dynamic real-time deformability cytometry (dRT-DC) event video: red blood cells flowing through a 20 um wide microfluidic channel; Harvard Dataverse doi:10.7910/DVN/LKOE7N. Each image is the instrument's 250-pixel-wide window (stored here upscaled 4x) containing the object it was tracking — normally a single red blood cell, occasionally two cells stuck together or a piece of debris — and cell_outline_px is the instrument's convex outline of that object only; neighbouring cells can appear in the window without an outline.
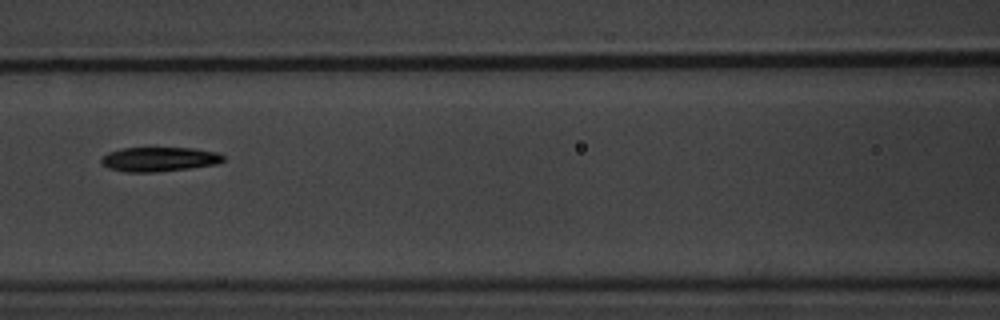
{"species": "common noctule bat (a hibernating species)", "species_latin": "Nyctalus noctula", "temperature_condition": "warm", "stored_images_in_passage": 4, "camera_frame_rate_fps": 3000, "um_per_image_px": 0.085, "animal": {"sex": "male", "body_mass_g": 20.1, "forearm_length_mm": 53.5}, "frame": {"image": 1, "passage_image": 4, "time_ms": 3.333, "image_size_px": [1000, 320], "cell_outline_px": [[224, 160], [220, 164], [156, 172], [124, 172], [108, 168], [100, 160], [108, 152], [120, 148], [192, 148], [216, 152], [224, 156]], "centroid_in_image_um": [13.54, 13.54], "position_along_channel_um": 153.1, "area_um2": 17.34}}